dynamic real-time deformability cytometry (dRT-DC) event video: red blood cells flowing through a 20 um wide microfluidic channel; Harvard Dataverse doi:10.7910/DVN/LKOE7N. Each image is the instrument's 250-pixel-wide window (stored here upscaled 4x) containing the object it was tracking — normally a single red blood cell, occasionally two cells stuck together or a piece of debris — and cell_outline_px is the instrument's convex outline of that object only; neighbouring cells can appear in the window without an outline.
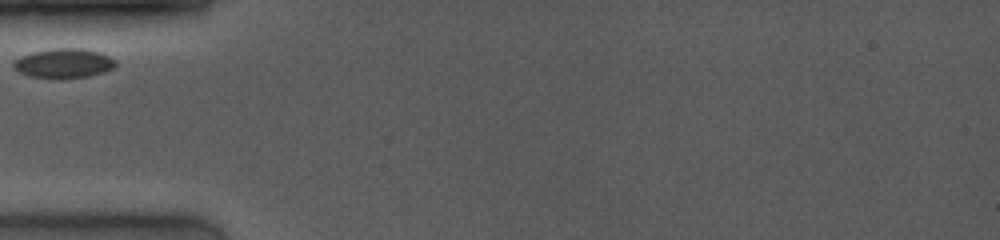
{"species": "common noctule bat (a hibernating species)", "species_latin": "Nyctalus noctula", "temperature_condition": "room temperature", "stored_images_in_passage": 10, "camera_frame_rate_fps": 4000, "um_per_image_px": 0.085, "animal": {"sex": "female", "body_mass_g": 19.0, "forearm_length_mm": 53.3}, "frame": {"image": 1, "passage_image": 1, "time_ms": 0.0, "image_size_px": [1000, 240], "cell_outline_px": [[116, 68], [104, 72], [88, 76], [56, 80], [28, 76], [20, 72], [12, 64], [12, 60], [20, 56], [32, 52], [52, 48], [80, 48], [100, 52], [116, 60]], "centroid_in_image_um": [5.41, 5.39], "position_along_channel_um": 79.6, "area_um2": 17.98}}